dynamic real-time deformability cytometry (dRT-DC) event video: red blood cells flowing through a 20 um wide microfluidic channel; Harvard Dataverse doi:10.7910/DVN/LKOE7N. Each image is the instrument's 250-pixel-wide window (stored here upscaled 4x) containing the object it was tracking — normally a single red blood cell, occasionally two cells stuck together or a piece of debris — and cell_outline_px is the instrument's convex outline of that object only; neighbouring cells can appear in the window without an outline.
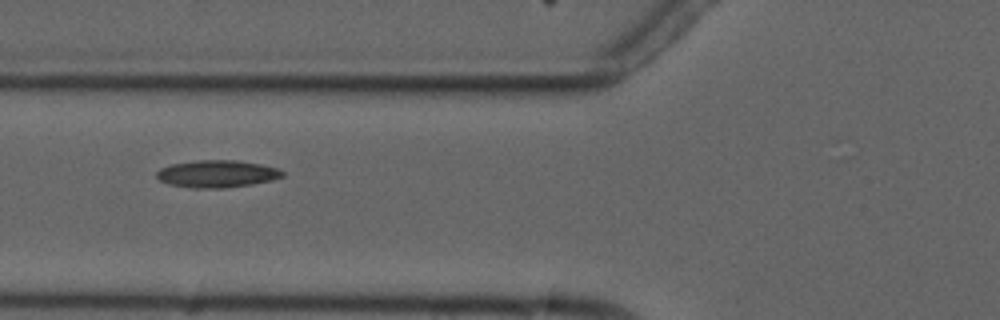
{"species": "common noctule bat (a hibernating species)", "species_latin": "Nyctalus noctula", "temperature_condition": "cold", "stored_images_in_passage": 8, "camera_frame_rate_fps": 3000, "um_per_image_px": 0.085, "animal": {"sex": "male", "forearm_length_mm": 52.5}, "frame": {"image": 1, "passage_image": 7, "time_ms": 7.0, "image_size_px": [1000, 320], "cell_outline_px": [[284, 176], [272, 180], [252, 184], [224, 188], [192, 188], [168, 184], [160, 180], [156, 176], [156, 172], [160, 168], [172, 164], [196, 160], [236, 160], [260, 164], [276, 168], [284, 172]], "centroid_in_image_um": [18.43, 14.78], "position_along_channel_um": 107.4, "area_um2": 20.0}}
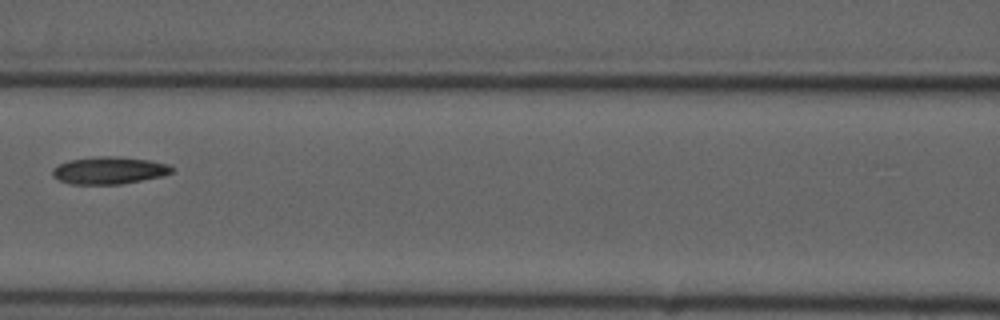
{"frame": {"image": 2, "passage_image": 8, "time_ms": 8.333, "image_size_px": [1000, 320], "cell_outline_px": [[176, 168], [172, 172], [160, 176], [120, 184], [72, 184], [60, 180], [52, 176], [52, 168], [68, 160], [100, 156], [116, 156], [148, 160], [168, 164]], "centroid_in_image_um": [9.26, 14.48], "position_along_channel_um": 157.3, "area_um2": 18.84}}